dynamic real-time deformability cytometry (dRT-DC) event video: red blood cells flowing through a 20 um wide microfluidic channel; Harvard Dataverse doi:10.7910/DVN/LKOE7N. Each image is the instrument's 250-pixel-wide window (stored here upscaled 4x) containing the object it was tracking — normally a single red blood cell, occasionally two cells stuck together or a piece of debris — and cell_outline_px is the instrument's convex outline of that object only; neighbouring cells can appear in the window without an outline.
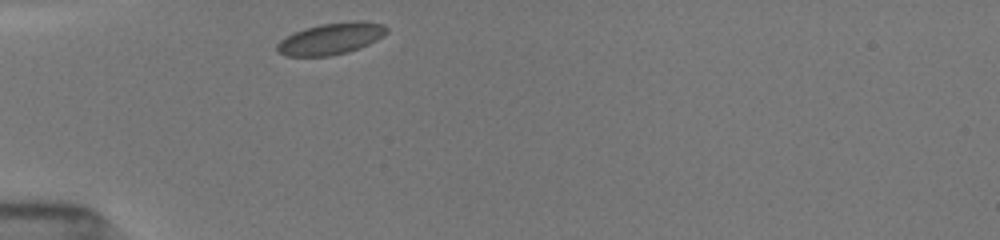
{"species": "common noctule bat (a hibernating species)", "species_latin": "Nyctalus noctula", "temperature_condition": "room temperature", "stored_images_in_passage": 30, "camera_frame_rate_fps": 3000, "um_per_image_px": 0.085, "animal": {"sex": "female", "body_mass_g": 19.5, "forearm_length_mm": 54.1}, "frame": {"image": 1, "passage_image": 1, "time_ms": 0.0, "image_size_px": [1000, 240], "cell_outline_px": [[388, 32], [384, 36], [360, 48], [348, 52], [328, 56], [284, 56], [276, 52], [276, 44], [280, 40], [304, 28], [320, 24], [352, 20], [360, 20], [384, 24], [388, 28]], "centroid_in_image_um": [28.15, 3.28], "position_along_channel_um": 56.9, "area_um2": 20.4}}
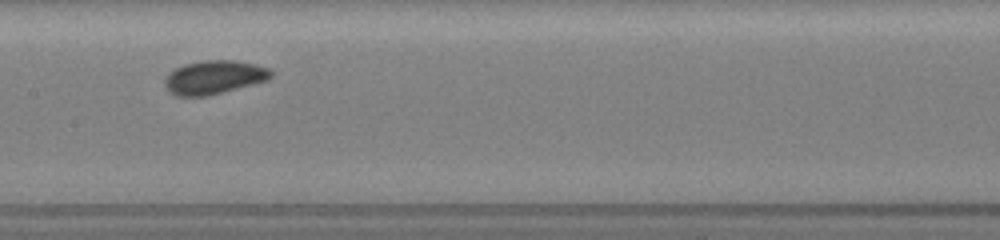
{"frame": {"image": 2, "passage_image": 14, "time_ms": 3.667, "image_size_px": [1000, 240], "cell_outline_px": [[272, 76], [268, 80], [208, 96], [176, 96], [164, 88], [164, 80], [168, 72], [184, 64], [204, 60], [236, 60], [256, 64], [268, 68], [272, 72]], "centroid_in_image_um": [18.17, 6.57], "position_along_channel_um": 189.2, "area_um2": 20.98}}
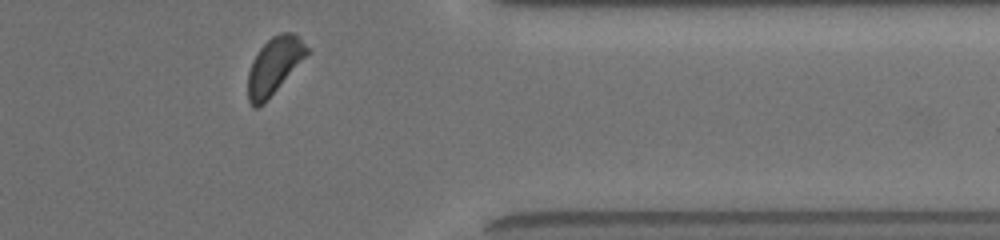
{"frame": {"image": 3, "passage_image": 27, "time_ms": 9.0, "image_size_px": [1000, 240], "cell_outline_px": [[312, 48], [276, 88], [256, 108], [252, 108], [248, 100], [248, 72], [252, 60], [260, 48], [272, 36], [280, 32], [292, 32]], "centroid_in_image_um": [23.29, 5.52], "position_along_channel_um": 388.1, "area_um2": 18.79}, "authors_computed_cell_mechanics": {"area_um2": 19.8543, "velocity_mm_per_s": 3.9275, "shape_relaxation_time_tau1_ms": 4.3431, "shape_relaxation_time_tau2_ms": null, "deformation_change_tau1": 0.0841, "deformation_change_tau2": null}}